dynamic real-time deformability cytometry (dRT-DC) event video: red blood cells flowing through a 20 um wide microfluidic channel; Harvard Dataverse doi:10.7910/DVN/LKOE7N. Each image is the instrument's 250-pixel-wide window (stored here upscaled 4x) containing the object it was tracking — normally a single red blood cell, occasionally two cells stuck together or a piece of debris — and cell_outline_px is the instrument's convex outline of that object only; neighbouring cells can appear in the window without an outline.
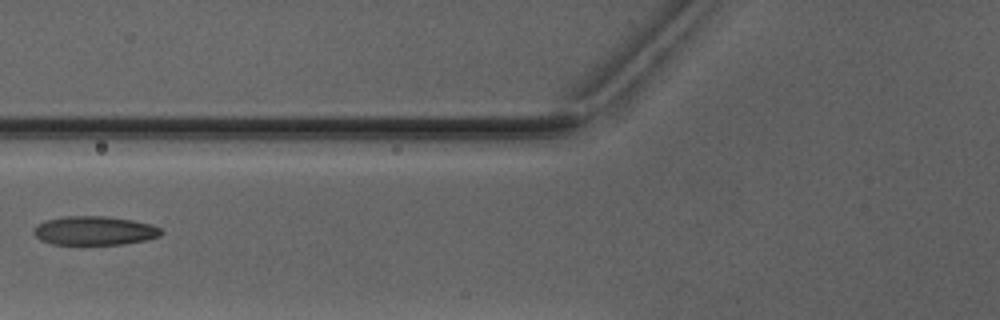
{"species": "Egyptian fruit bat (a non-hibernating species)", "species_latin": "Rousettus aegyptiacus", "temperature_condition": "warm", "stored_images_in_passage": 6, "camera_frame_rate_fps": 3000, "um_per_image_px": 0.085, "animal": {"sex": "male"}, "frame": {"image": 1, "passage_image": 6, "time_ms": 6.0, "image_size_px": [1000, 320], "cell_outline_px": [[164, 232], [160, 236], [144, 240], [124, 244], [52, 244], [40, 240], [32, 232], [40, 224], [48, 220], [64, 216], [104, 216], [132, 220], [152, 224], [160, 228]], "centroid_in_image_um": [8.07, 19.61], "position_along_channel_um": 117.7, "area_um2": 21.27}}